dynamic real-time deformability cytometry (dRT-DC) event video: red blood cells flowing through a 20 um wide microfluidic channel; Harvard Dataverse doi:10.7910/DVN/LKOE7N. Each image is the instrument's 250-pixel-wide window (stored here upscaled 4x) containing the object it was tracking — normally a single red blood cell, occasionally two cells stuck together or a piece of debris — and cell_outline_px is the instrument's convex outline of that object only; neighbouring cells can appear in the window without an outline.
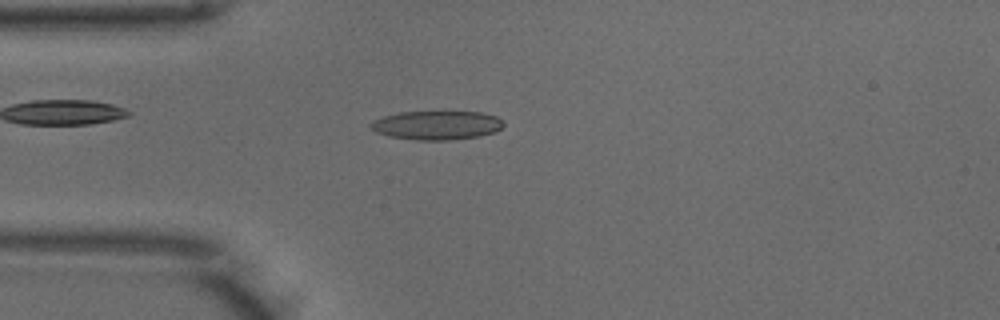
{"species": "common noctule bat (a hibernating species)", "species_latin": "Nyctalus noctula", "temperature_condition": "warm", "stored_images_in_passage": 49, "camera_frame_rate_fps": 3000, "um_per_image_px": 0.085, "animal": {"sex": "male", "body_mass_g": 18.8}, "frame": {"image": 1, "passage_image": 12, "time_ms": 3.667, "image_size_px": [1000, 320], "cell_outline_px": [[504, 124], [496, 132], [480, 136], [448, 140], [416, 140], [388, 136], [376, 132], [368, 124], [372, 120], [384, 116], [400, 112], [480, 112], [496, 116]], "centroid_in_image_um": [37.1, 10.65], "position_along_channel_um": 47.9, "area_um2": 22.31}}
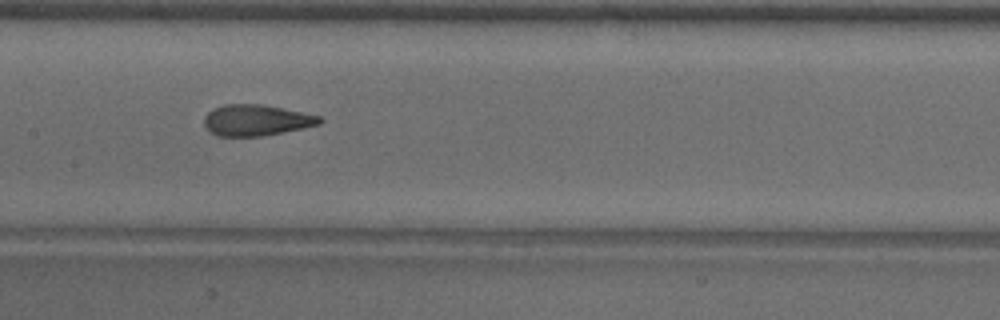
{"frame": {"image": 2, "passage_image": 23, "time_ms": 7.333, "image_size_px": [1000, 320], "cell_outline_px": [[324, 120], [320, 124], [264, 136], [216, 136], [204, 124], [204, 116], [208, 112], [224, 104], [260, 104], [320, 116]], "centroid_in_image_um": [21.77, 10.22], "position_along_channel_um": 185.6, "area_um2": 20.63}}
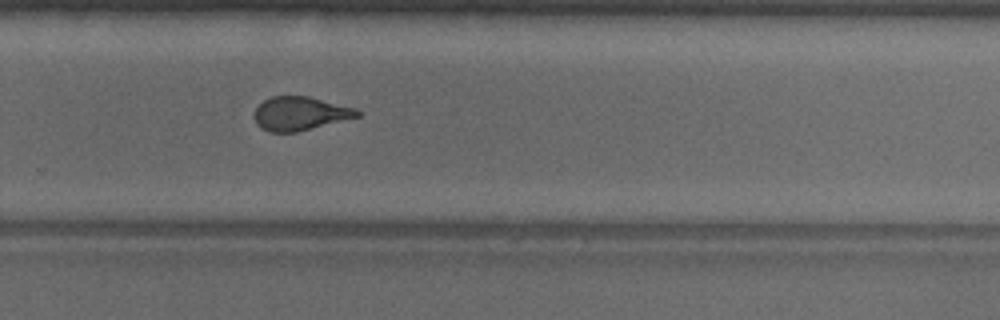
{"frame": {"image": 3, "passage_image": 32, "time_ms": 10.333, "image_size_px": [1000, 320], "cell_outline_px": [[364, 112], [360, 116], [296, 132], [268, 132], [260, 128], [256, 124], [252, 112], [264, 100], [272, 96], [308, 96], [356, 108]], "centroid_in_image_um": [25.49, 9.65], "position_along_channel_um": 304.3, "area_um2": 20.35}, "authors_computed_cell_mechanics": {"area_um2": 21.3282, "velocity_mm_per_s": 3.9738, "shape_relaxation_time_tau1_ms": 11.1746, "shape_relaxation_time_tau2_ms": 1.3861, "deformation_change_tau1": 0.2922, "deformation_change_tau2": 0.0982}}